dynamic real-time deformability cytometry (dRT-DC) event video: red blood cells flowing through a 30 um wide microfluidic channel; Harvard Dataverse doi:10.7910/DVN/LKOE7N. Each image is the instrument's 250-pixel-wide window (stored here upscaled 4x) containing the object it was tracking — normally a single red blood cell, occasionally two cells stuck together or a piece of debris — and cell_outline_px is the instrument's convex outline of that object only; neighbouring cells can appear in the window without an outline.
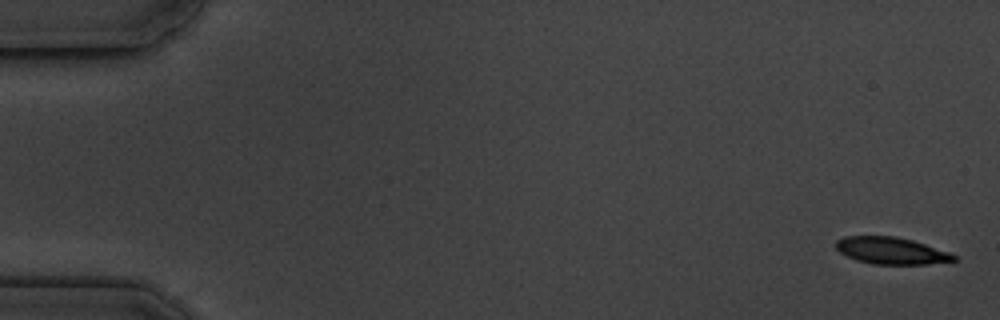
{"species": "common noctule bat (a hibernating species)", "species_latin": "Nyctalus noctula", "temperature_condition": "cold", "stored_images_in_passage": 4, "camera_frame_rate_fps": 3000, "um_per_image_px": 0.085, "animal": {"sex": "male", "body_mass_g": 19.5, "forearm_length_mm": 54.6}, "frame": {"image": 1, "passage_image": 1, "time_ms": 0.0, "image_size_px": [1000, 320], "cell_outline_px": [[956, 260], [928, 264], [872, 264], [856, 260], [840, 252], [836, 248], [836, 240], [844, 236], [896, 236], [912, 240], [948, 252], [956, 256]], "centroid_in_image_um": [75.72, 21.3], "position_along_channel_um": 9.3, "area_um2": 18.32}}
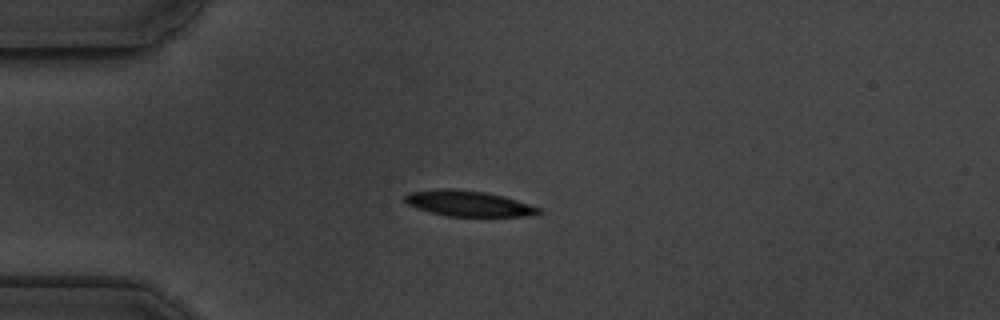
{"frame": {"image": 2, "passage_image": 4, "time_ms": 4.333, "image_size_px": [1000, 320], "cell_outline_px": [[544, 212], [536, 216], [448, 216], [416, 208], [408, 204], [404, 200], [404, 196], [408, 192], [436, 188], [452, 188], [484, 192], [504, 196], [540, 208]], "centroid_in_image_um": [39.82, 17.29], "position_along_channel_um": 45.2, "area_um2": 20.11}}